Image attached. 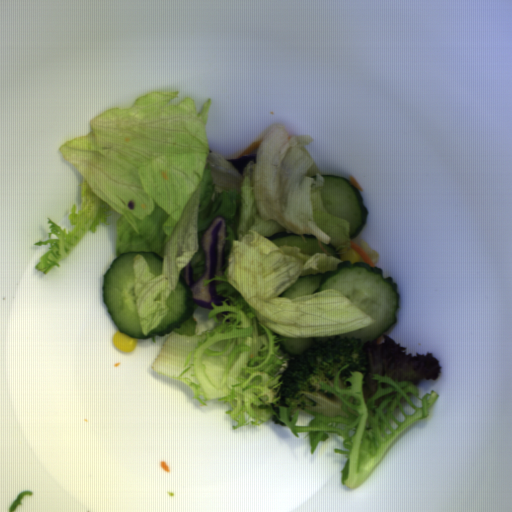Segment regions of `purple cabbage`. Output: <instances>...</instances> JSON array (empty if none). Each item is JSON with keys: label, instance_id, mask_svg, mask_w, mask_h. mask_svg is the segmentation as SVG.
Returning a JSON list of instances; mask_svg holds the SVG:
<instances>
[{"label": "purple cabbage", "instance_id": "1", "mask_svg": "<svg viewBox=\"0 0 512 512\" xmlns=\"http://www.w3.org/2000/svg\"><path fill=\"white\" fill-rule=\"evenodd\" d=\"M227 223L223 216H215L201 242L204 248L205 268L203 276L194 281L192 265L184 268V281L188 285L194 303L206 309H214L212 304L223 306L225 297L217 294V285L223 281H213L207 285L204 279L214 278L223 272L222 256L226 244Z\"/></svg>", "mask_w": 512, "mask_h": 512}, {"label": "purple cabbage", "instance_id": "2", "mask_svg": "<svg viewBox=\"0 0 512 512\" xmlns=\"http://www.w3.org/2000/svg\"><path fill=\"white\" fill-rule=\"evenodd\" d=\"M233 167L238 170L241 174L245 168V166L250 162L254 161L256 164L257 161V153L251 155H242L239 158H227Z\"/></svg>", "mask_w": 512, "mask_h": 512}]
</instances>
